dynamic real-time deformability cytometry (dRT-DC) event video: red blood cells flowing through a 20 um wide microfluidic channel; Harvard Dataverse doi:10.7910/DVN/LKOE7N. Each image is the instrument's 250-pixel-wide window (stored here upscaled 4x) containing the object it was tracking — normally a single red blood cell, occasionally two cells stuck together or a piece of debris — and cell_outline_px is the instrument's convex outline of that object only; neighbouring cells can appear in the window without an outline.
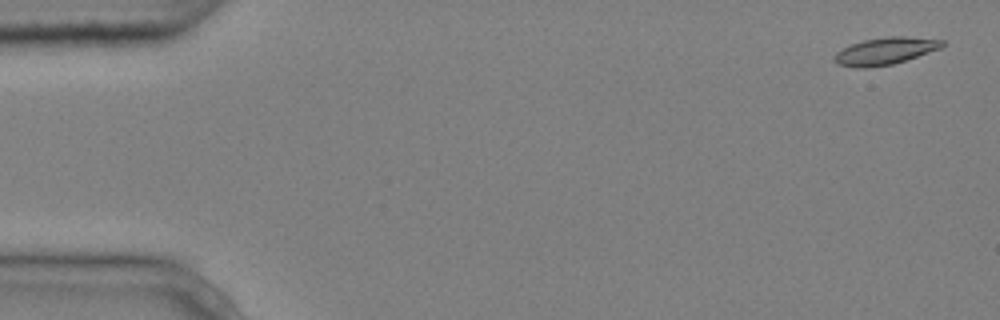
{"species": "common noctule bat (a hibernating species)", "species_latin": "Nyctalus noctula", "temperature_condition": "cold", "stored_images_in_passage": 7, "camera_frame_rate_fps": 3000, "um_per_image_px": 0.085, "animal": {"sex": "male", "body_mass_g": 20.4}, "frame": {"image": 1, "passage_image": 1, "time_ms": 0.0, "image_size_px": [1000, 320], "cell_outline_px": [[944, 44], [940, 48], [892, 64], [864, 68], [860, 68], [836, 64], [832, 60], [832, 56], [836, 52], [852, 44], [864, 40], [888, 36], [904, 36], [944, 40]], "centroid_in_image_um": [75.18, 4.33], "position_along_channel_um": 9.8, "area_um2": 16.82}}
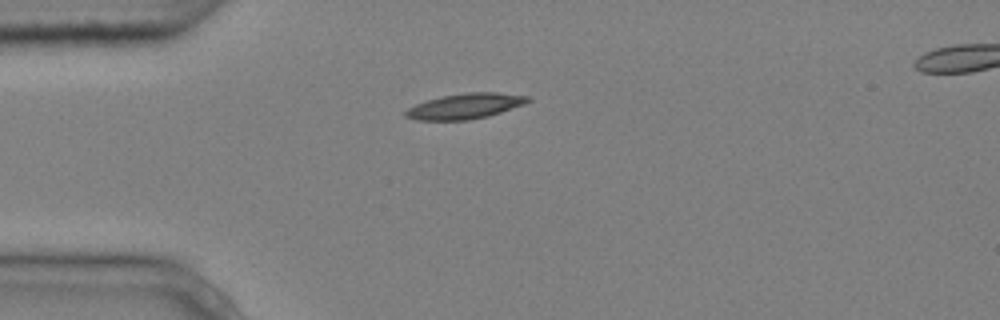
{"frame": {"image": 2, "passage_image": 4, "time_ms": 1.0, "image_size_px": [1000, 320], "cell_outline_px": [[532, 100], [524, 104], [488, 116], [468, 120], [416, 120], [404, 116], [404, 112], [408, 108], [416, 104], [428, 100], [444, 96], [464, 92], [496, 92], [528, 96]], "centroid_in_image_um": [39.53, 9.02], "position_along_channel_um": 45.5, "area_um2": 17.98}}
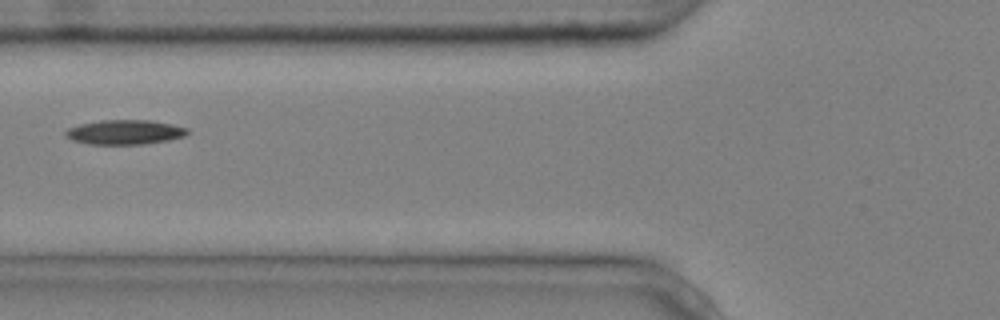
{"frame": {"image": 3, "passage_image": 6, "time_ms": 1.667, "image_size_px": [1000, 320], "cell_outline_px": [[188, 132], [184, 136], [168, 140], [144, 144], [88, 144], [72, 140], [64, 136], [64, 132], [68, 128], [80, 124], [100, 120], [152, 120], [172, 124], [188, 128]], "centroid_in_image_um": [10.58, 11.23], "position_along_channel_um": 115.2, "area_um2": 17.51}}